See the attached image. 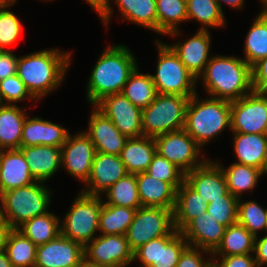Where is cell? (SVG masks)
Wrapping results in <instances>:
<instances>
[{
	"instance_id": "obj_1",
	"label": "cell",
	"mask_w": 267,
	"mask_h": 267,
	"mask_svg": "<svg viewBox=\"0 0 267 267\" xmlns=\"http://www.w3.org/2000/svg\"><path fill=\"white\" fill-rule=\"evenodd\" d=\"M71 56V52L58 47L21 55L18 57L17 75L30 94L41 101L61 87L71 66Z\"/></svg>"
},
{
	"instance_id": "obj_2",
	"label": "cell",
	"mask_w": 267,
	"mask_h": 267,
	"mask_svg": "<svg viewBox=\"0 0 267 267\" xmlns=\"http://www.w3.org/2000/svg\"><path fill=\"white\" fill-rule=\"evenodd\" d=\"M137 64L136 57L126 45H107L87 78L86 98L89 104L95 105L110 94H121Z\"/></svg>"
},
{
	"instance_id": "obj_3",
	"label": "cell",
	"mask_w": 267,
	"mask_h": 267,
	"mask_svg": "<svg viewBox=\"0 0 267 267\" xmlns=\"http://www.w3.org/2000/svg\"><path fill=\"white\" fill-rule=\"evenodd\" d=\"M212 98L238 100L253 91L251 66L241 57L213 55L197 78Z\"/></svg>"
},
{
	"instance_id": "obj_4",
	"label": "cell",
	"mask_w": 267,
	"mask_h": 267,
	"mask_svg": "<svg viewBox=\"0 0 267 267\" xmlns=\"http://www.w3.org/2000/svg\"><path fill=\"white\" fill-rule=\"evenodd\" d=\"M230 118V101L212 97L201 99L196 93L187 104L184 130L202 148L225 129H231Z\"/></svg>"
},
{
	"instance_id": "obj_5",
	"label": "cell",
	"mask_w": 267,
	"mask_h": 267,
	"mask_svg": "<svg viewBox=\"0 0 267 267\" xmlns=\"http://www.w3.org/2000/svg\"><path fill=\"white\" fill-rule=\"evenodd\" d=\"M52 193L43 182L13 188L0 195V211L13 229H18L31 218L49 212Z\"/></svg>"
},
{
	"instance_id": "obj_6",
	"label": "cell",
	"mask_w": 267,
	"mask_h": 267,
	"mask_svg": "<svg viewBox=\"0 0 267 267\" xmlns=\"http://www.w3.org/2000/svg\"><path fill=\"white\" fill-rule=\"evenodd\" d=\"M158 58L155 74H151L157 94L192 97L197 93V78L185 67L174 51L162 40L155 39Z\"/></svg>"
},
{
	"instance_id": "obj_7",
	"label": "cell",
	"mask_w": 267,
	"mask_h": 267,
	"mask_svg": "<svg viewBox=\"0 0 267 267\" xmlns=\"http://www.w3.org/2000/svg\"><path fill=\"white\" fill-rule=\"evenodd\" d=\"M103 205V196H88L80 191L69 211L60 219L61 234L85 247L98 236Z\"/></svg>"
},
{
	"instance_id": "obj_8",
	"label": "cell",
	"mask_w": 267,
	"mask_h": 267,
	"mask_svg": "<svg viewBox=\"0 0 267 267\" xmlns=\"http://www.w3.org/2000/svg\"><path fill=\"white\" fill-rule=\"evenodd\" d=\"M189 99L176 94H157L154 101L142 110L143 136L155 138L184 129Z\"/></svg>"
},
{
	"instance_id": "obj_9",
	"label": "cell",
	"mask_w": 267,
	"mask_h": 267,
	"mask_svg": "<svg viewBox=\"0 0 267 267\" xmlns=\"http://www.w3.org/2000/svg\"><path fill=\"white\" fill-rule=\"evenodd\" d=\"M173 211L159 207H139L126 237L134 251L149 241L168 235L174 229Z\"/></svg>"
},
{
	"instance_id": "obj_10",
	"label": "cell",
	"mask_w": 267,
	"mask_h": 267,
	"mask_svg": "<svg viewBox=\"0 0 267 267\" xmlns=\"http://www.w3.org/2000/svg\"><path fill=\"white\" fill-rule=\"evenodd\" d=\"M154 139L157 153L175 164L184 173L201 166L208 159L205 158L204 153L201 154L203 149L184 129L168 132Z\"/></svg>"
},
{
	"instance_id": "obj_11",
	"label": "cell",
	"mask_w": 267,
	"mask_h": 267,
	"mask_svg": "<svg viewBox=\"0 0 267 267\" xmlns=\"http://www.w3.org/2000/svg\"><path fill=\"white\" fill-rule=\"evenodd\" d=\"M133 250L125 235H98L84 247V264L91 267H128Z\"/></svg>"
},
{
	"instance_id": "obj_12",
	"label": "cell",
	"mask_w": 267,
	"mask_h": 267,
	"mask_svg": "<svg viewBox=\"0 0 267 267\" xmlns=\"http://www.w3.org/2000/svg\"><path fill=\"white\" fill-rule=\"evenodd\" d=\"M188 246L182 234L175 228L166 236L141 245L133 251V262L140 267H176L179 257Z\"/></svg>"
},
{
	"instance_id": "obj_13",
	"label": "cell",
	"mask_w": 267,
	"mask_h": 267,
	"mask_svg": "<svg viewBox=\"0 0 267 267\" xmlns=\"http://www.w3.org/2000/svg\"><path fill=\"white\" fill-rule=\"evenodd\" d=\"M231 132L267 134V99L259 92L231 102Z\"/></svg>"
},
{
	"instance_id": "obj_14",
	"label": "cell",
	"mask_w": 267,
	"mask_h": 267,
	"mask_svg": "<svg viewBox=\"0 0 267 267\" xmlns=\"http://www.w3.org/2000/svg\"><path fill=\"white\" fill-rule=\"evenodd\" d=\"M95 154L94 144L83 131L75 135L69 133L61 147V167L85 184L90 177Z\"/></svg>"
},
{
	"instance_id": "obj_15",
	"label": "cell",
	"mask_w": 267,
	"mask_h": 267,
	"mask_svg": "<svg viewBox=\"0 0 267 267\" xmlns=\"http://www.w3.org/2000/svg\"><path fill=\"white\" fill-rule=\"evenodd\" d=\"M94 106L127 138L143 136L142 110L133 105L122 93L107 95Z\"/></svg>"
},
{
	"instance_id": "obj_16",
	"label": "cell",
	"mask_w": 267,
	"mask_h": 267,
	"mask_svg": "<svg viewBox=\"0 0 267 267\" xmlns=\"http://www.w3.org/2000/svg\"><path fill=\"white\" fill-rule=\"evenodd\" d=\"M84 247L60 234L37 246L35 267H82Z\"/></svg>"
},
{
	"instance_id": "obj_17",
	"label": "cell",
	"mask_w": 267,
	"mask_h": 267,
	"mask_svg": "<svg viewBox=\"0 0 267 267\" xmlns=\"http://www.w3.org/2000/svg\"><path fill=\"white\" fill-rule=\"evenodd\" d=\"M126 174L128 173L119 155L96 152L90 177L81 191L88 196H103L110 186Z\"/></svg>"
},
{
	"instance_id": "obj_18",
	"label": "cell",
	"mask_w": 267,
	"mask_h": 267,
	"mask_svg": "<svg viewBox=\"0 0 267 267\" xmlns=\"http://www.w3.org/2000/svg\"><path fill=\"white\" fill-rule=\"evenodd\" d=\"M112 1L117 5L120 14L118 16L123 21H129L157 33L156 0H109L98 13L106 30H108L110 18L113 17Z\"/></svg>"
},
{
	"instance_id": "obj_19",
	"label": "cell",
	"mask_w": 267,
	"mask_h": 267,
	"mask_svg": "<svg viewBox=\"0 0 267 267\" xmlns=\"http://www.w3.org/2000/svg\"><path fill=\"white\" fill-rule=\"evenodd\" d=\"M87 124L83 132L94 144L96 152L120 155L128 138L94 105Z\"/></svg>"
},
{
	"instance_id": "obj_20",
	"label": "cell",
	"mask_w": 267,
	"mask_h": 267,
	"mask_svg": "<svg viewBox=\"0 0 267 267\" xmlns=\"http://www.w3.org/2000/svg\"><path fill=\"white\" fill-rule=\"evenodd\" d=\"M184 181L208 203L229 192L221 166L211 159L185 173Z\"/></svg>"
},
{
	"instance_id": "obj_21",
	"label": "cell",
	"mask_w": 267,
	"mask_h": 267,
	"mask_svg": "<svg viewBox=\"0 0 267 267\" xmlns=\"http://www.w3.org/2000/svg\"><path fill=\"white\" fill-rule=\"evenodd\" d=\"M211 38L210 31L198 30L195 35L186 40L171 45L167 43V45L179 57L185 67L198 78L212 56L210 55Z\"/></svg>"
},
{
	"instance_id": "obj_22",
	"label": "cell",
	"mask_w": 267,
	"mask_h": 267,
	"mask_svg": "<svg viewBox=\"0 0 267 267\" xmlns=\"http://www.w3.org/2000/svg\"><path fill=\"white\" fill-rule=\"evenodd\" d=\"M226 227L219 224L208 212L192 219L180 233L188 246L213 253L220 245Z\"/></svg>"
},
{
	"instance_id": "obj_23",
	"label": "cell",
	"mask_w": 267,
	"mask_h": 267,
	"mask_svg": "<svg viewBox=\"0 0 267 267\" xmlns=\"http://www.w3.org/2000/svg\"><path fill=\"white\" fill-rule=\"evenodd\" d=\"M69 130L40 116L30 117L27 115L21 138V147L47 145L62 147L69 135Z\"/></svg>"
},
{
	"instance_id": "obj_24",
	"label": "cell",
	"mask_w": 267,
	"mask_h": 267,
	"mask_svg": "<svg viewBox=\"0 0 267 267\" xmlns=\"http://www.w3.org/2000/svg\"><path fill=\"white\" fill-rule=\"evenodd\" d=\"M36 182L20 149L0 151V195Z\"/></svg>"
},
{
	"instance_id": "obj_25",
	"label": "cell",
	"mask_w": 267,
	"mask_h": 267,
	"mask_svg": "<svg viewBox=\"0 0 267 267\" xmlns=\"http://www.w3.org/2000/svg\"><path fill=\"white\" fill-rule=\"evenodd\" d=\"M35 181L46 183L61 169V147L35 145L19 148Z\"/></svg>"
},
{
	"instance_id": "obj_26",
	"label": "cell",
	"mask_w": 267,
	"mask_h": 267,
	"mask_svg": "<svg viewBox=\"0 0 267 267\" xmlns=\"http://www.w3.org/2000/svg\"><path fill=\"white\" fill-rule=\"evenodd\" d=\"M138 196L143 207L174 210L176 190L169 184L151 177L146 172L136 174Z\"/></svg>"
},
{
	"instance_id": "obj_27",
	"label": "cell",
	"mask_w": 267,
	"mask_h": 267,
	"mask_svg": "<svg viewBox=\"0 0 267 267\" xmlns=\"http://www.w3.org/2000/svg\"><path fill=\"white\" fill-rule=\"evenodd\" d=\"M156 152L155 139L141 136L128 138L119 156L127 173L137 174L147 171Z\"/></svg>"
},
{
	"instance_id": "obj_28",
	"label": "cell",
	"mask_w": 267,
	"mask_h": 267,
	"mask_svg": "<svg viewBox=\"0 0 267 267\" xmlns=\"http://www.w3.org/2000/svg\"><path fill=\"white\" fill-rule=\"evenodd\" d=\"M233 133V149L238 164L262 169L267 158V135L255 133Z\"/></svg>"
},
{
	"instance_id": "obj_29",
	"label": "cell",
	"mask_w": 267,
	"mask_h": 267,
	"mask_svg": "<svg viewBox=\"0 0 267 267\" xmlns=\"http://www.w3.org/2000/svg\"><path fill=\"white\" fill-rule=\"evenodd\" d=\"M25 112L22 106L0 104V151L21 147Z\"/></svg>"
},
{
	"instance_id": "obj_30",
	"label": "cell",
	"mask_w": 267,
	"mask_h": 267,
	"mask_svg": "<svg viewBox=\"0 0 267 267\" xmlns=\"http://www.w3.org/2000/svg\"><path fill=\"white\" fill-rule=\"evenodd\" d=\"M208 201L193 190L185 181L176 190V204L173 211L174 228L180 232L192 219L207 212Z\"/></svg>"
},
{
	"instance_id": "obj_31",
	"label": "cell",
	"mask_w": 267,
	"mask_h": 267,
	"mask_svg": "<svg viewBox=\"0 0 267 267\" xmlns=\"http://www.w3.org/2000/svg\"><path fill=\"white\" fill-rule=\"evenodd\" d=\"M157 33L160 35H182L180 24L188 21L187 0H156ZM181 33V35H180Z\"/></svg>"
},
{
	"instance_id": "obj_32",
	"label": "cell",
	"mask_w": 267,
	"mask_h": 267,
	"mask_svg": "<svg viewBox=\"0 0 267 267\" xmlns=\"http://www.w3.org/2000/svg\"><path fill=\"white\" fill-rule=\"evenodd\" d=\"M223 171L228 191L236 198L240 199L241 195L246 192L253 194V190L260 180L261 170L247 165L231 163L225 167L217 162Z\"/></svg>"
},
{
	"instance_id": "obj_33",
	"label": "cell",
	"mask_w": 267,
	"mask_h": 267,
	"mask_svg": "<svg viewBox=\"0 0 267 267\" xmlns=\"http://www.w3.org/2000/svg\"><path fill=\"white\" fill-rule=\"evenodd\" d=\"M122 94L139 109L147 108L157 95L151 74L141 73L138 65L130 74Z\"/></svg>"
},
{
	"instance_id": "obj_34",
	"label": "cell",
	"mask_w": 267,
	"mask_h": 267,
	"mask_svg": "<svg viewBox=\"0 0 267 267\" xmlns=\"http://www.w3.org/2000/svg\"><path fill=\"white\" fill-rule=\"evenodd\" d=\"M60 219L56 214L49 211L26 221L18 230L36 246H39L61 234Z\"/></svg>"
},
{
	"instance_id": "obj_35",
	"label": "cell",
	"mask_w": 267,
	"mask_h": 267,
	"mask_svg": "<svg viewBox=\"0 0 267 267\" xmlns=\"http://www.w3.org/2000/svg\"><path fill=\"white\" fill-rule=\"evenodd\" d=\"M255 237L241 224L226 228L220 245L212 256H229L254 253Z\"/></svg>"
},
{
	"instance_id": "obj_36",
	"label": "cell",
	"mask_w": 267,
	"mask_h": 267,
	"mask_svg": "<svg viewBox=\"0 0 267 267\" xmlns=\"http://www.w3.org/2000/svg\"><path fill=\"white\" fill-rule=\"evenodd\" d=\"M135 212L136 209L104 203L99 215V234L126 236Z\"/></svg>"
},
{
	"instance_id": "obj_37",
	"label": "cell",
	"mask_w": 267,
	"mask_h": 267,
	"mask_svg": "<svg viewBox=\"0 0 267 267\" xmlns=\"http://www.w3.org/2000/svg\"><path fill=\"white\" fill-rule=\"evenodd\" d=\"M224 13L216 0H187L188 21L201 23L199 30L225 27L227 20Z\"/></svg>"
},
{
	"instance_id": "obj_38",
	"label": "cell",
	"mask_w": 267,
	"mask_h": 267,
	"mask_svg": "<svg viewBox=\"0 0 267 267\" xmlns=\"http://www.w3.org/2000/svg\"><path fill=\"white\" fill-rule=\"evenodd\" d=\"M245 37L243 59L252 67L267 57V18L258 14Z\"/></svg>"
},
{
	"instance_id": "obj_39",
	"label": "cell",
	"mask_w": 267,
	"mask_h": 267,
	"mask_svg": "<svg viewBox=\"0 0 267 267\" xmlns=\"http://www.w3.org/2000/svg\"><path fill=\"white\" fill-rule=\"evenodd\" d=\"M104 195V198H106L104 203L106 204L128 207L136 210L142 207L138 196L136 174H126L115 184L110 186Z\"/></svg>"
},
{
	"instance_id": "obj_40",
	"label": "cell",
	"mask_w": 267,
	"mask_h": 267,
	"mask_svg": "<svg viewBox=\"0 0 267 267\" xmlns=\"http://www.w3.org/2000/svg\"><path fill=\"white\" fill-rule=\"evenodd\" d=\"M37 246L18 229L8 237L5 251L13 267H35Z\"/></svg>"
},
{
	"instance_id": "obj_41",
	"label": "cell",
	"mask_w": 267,
	"mask_h": 267,
	"mask_svg": "<svg viewBox=\"0 0 267 267\" xmlns=\"http://www.w3.org/2000/svg\"><path fill=\"white\" fill-rule=\"evenodd\" d=\"M237 222L243 225L254 237L259 236L260 231H265L267 223V208H263L255 200H238Z\"/></svg>"
},
{
	"instance_id": "obj_42",
	"label": "cell",
	"mask_w": 267,
	"mask_h": 267,
	"mask_svg": "<svg viewBox=\"0 0 267 267\" xmlns=\"http://www.w3.org/2000/svg\"><path fill=\"white\" fill-rule=\"evenodd\" d=\"M146 173L155 179L169 183L175 190H177L185 180V173L157 152Z\"/></svg>"
},
{
	"instance_id": "obj_43",
	"label": "cell",
	"mask_w": 267,
	"mask_h": 267,
	"mask_svg": "<svg viewBox=\"0 0 267 267\" xmlns=\"http://www.w3.org/2000/svg\"><path fill=\"white\" fill-rule=\"evenodd\" d=\"M238 200L228 192L225 196H221V199L209 202L206 209L216 222L227 228L237 223Z\"/></svg>"
},
{
	"instance_id": "obj_44",
	"label": "cell",
	"mask_w": 267,
	"mask_h": 267,
	"mask_svg": "<svg viewBox=\"0 0 267 267\" xmlns=\"http://www.w3.org/2000/svg\"><path fill=\"white\" fill-rule=\"evenodd\" d=\"M11 6L0 9V50L5 51L18 41L23 31L19 17L10 11Z\"/></svg>"
},
{
	"instance_id": "obj_45",
	"label": "cell",
	"mask_w": 267,
	"mask_h": 267,
	"mask_svg": "<svg viewBox=\"0 0 267 267\" xmlns=\"http://www.w3.org/2000/svg\"><path fill=\"white\" fill-rule=\"evenodd\" d=\"M26 99L37 102L17 74L0 80V104L16 105Z\"/></svg>"
},
{
	"instance_id": "obj_46",
	"label": "cell",
	"mask_w": 267,
	"mask_h": 267,
	"mask_svg": "<svg viewBox=\"0 0 267 267\" xmlns=\"http://www.w3.org/2000/svg\"><path fill=\"white\" fill-rule=\"evenodd\" d=\"M205 256H209L208 259ZM211 261L212 253L209 251L198 247L187 246L180 255L176 267H207Z\"/></svg>"
},
{
	"instance_id": "obj_47",
	"label": "cell",
	"mask_w": 267,
	"mask_h": 267,
	"mask_svg": "<svg viewBox=\"0 0 267 267\" xmlns=\"http://www.w3.org/2000/svg\"><path fill=\"white\" fill-rule=\"evenodd\" d=\"M212 260L215 261L219 267H257L254 253L212 256Z\"/></svg>"
},
{
	"instance_id": "obj_48",
	"label": "cell",
	"mask_w": 267,
	"mask_h": 267,
	"mask_svg": "<svg viewBox=\"0 0 267 267\" xmlns=\"http://www.w3.org/2000/svg\"><path fill=\"white\" fill-rule=\"evenodd\" d=\"M18 57L10 50H0V80L17 74Z\"/></svg>"
},
{
	"instance_id": "obj_49",
	"label": "cell",
	"mask_w": 267,
	"mask_h": 267,
	"mask_svg": "<svg viewBox=\"0 0 267 267\" xmlns=\"http://www.w3.org/2000/svg\"><path fill=\"white\" fill-rule=\"evenodd\" d=\"M253 91H259L267 83V57L251 67Z\"/></svg>"
},
{
	"instance_id": "obj_50",
	"label": "cell",
	"mask_w": 267,
	"mask_h": 267,
	"mask_svg": "<svg viewBox=\"0 0 267 267\" xmlns=\"http://www.w3.org/2000/svg\"><path fill=\"white\" fill-rule=\"evenodd\" d=\"M254 253L257 267L267 266V234L260 238L259 236L255 237Z\"/></svg>"
},
{
	"instance_id": "obj_51",
	"label": "cell",
	"mask_w": 267,
	"mask_h": 267,
	"mask_svg": "<svg viewBox=\"0 0 267 267\" xmlns=\"http://www.w3.org/2000/svg\"><path fill=\"white\" fill-rule=\"evenodd\" d=\"M13 230L11 225L0 217V250H5L10 232Z\"/></svg>"
},
{
	"instance_id": "obj_52",
	"label": "cell",
	"mask_w": 267,
	"mask_h": 267,
	"mask_svg": "<svg viewBox=\"0 0 267 267\" xmlns=\"http://www.w3.org/2000/svg\"><path fill=\"white\" fill-rule=\"evenodd\" d=\"M218 5L220 6V9L223 10L222 3L226 4L227 6H230L231 8H236L238 10H241L244 8L245 0H216Z\"/></svg>"
},
{
	"instance_id": "obj_53",
	"label": "cell",
	"mask_w": 267,
	"mask_h": 267,
	"mask_svg": "<svg viewBox=\"0 0 267 267\" xmlns=\"http://www.w3.org/2000/svg\"><path fill=\"white\" fill-rule=\"evenodd\" d=\"M91 8L98 14L107 4L109 0H85Z\"/></svg>"
},
{
	"instance_id": "obj_54",
	"label": "cell",
	"mask_w": 267,
	"mask_h": 267,
	"mask_svg": "<svg viewBox=\"0 0 267 267\" xmlns=\"http://www.w3.org/2000/svg\"><path fill=\"white\" fill-rule=\"evenodd\" d=\"M0 267H13L5 250H0Z\"/></svg>"
},
{
	"instance_id": "obj_55",
	"label": "cell",
	"mask_w": 267,
	"mask_h": 267,
	"mask_svg": "<svg viewBox=\"0 0 267 267\" xmlns=\"http://www.w3.org/2000/svg\"><path fill=\"white\" fill-rule=\"evenodd\" d=\"M262 6V10L259 12V15L262 17H266L267 18V0H259Z\"/></svg>"
},
{
	"instance_id": "obj_56",
	"label": "cell",
	"mask_w": 267,
	"mask_h": 267,
	"mask_svg": "<svg viewBox=\"0 0 267 267\" xmlns=\"http://www.w3.org/2000/svg\"><path fill=\"white\" fill-rule=\"evenodd\" d=\"M16 4L14 0H0V9Z\"/></svg>"
},
{
	"instance_id": "obj_57",
	"label": "cell",
	"mask_w": 267,
	"mask_h": 267,
	"mask_svg": "<svg viewBox=\"0 0 267 267\" xmlns=\"http://www.w3.org/2000/svg\"><path fill=\"white\" fill-rule=\"evenodd\" d=\"M258 92L267 99V83Z\"/></svg>"
},
{
	"instance_id": "obj_58",
	"label": "cell",
	"mask_w": 267,
	"mask_h": 267,
	"mask_svg": "<svg viewBox=\"0 0 267 267\" xmlns=\"http://www.w3.org/2000/svg\"><path fill=\"white\" fill-rule=\"evenodd\" d=\"M265 174H267V158L265 159V162L263 164V167L261 169V176H265Z\"/></svg>"
},
{
	"instance_id": "obj_59",
	"label": "cell",
	"mask_w": 267,
	"mask_h": 267,
	"mask_svg": "<svg viewBox=\"0 0 267 267\" xmlns=\"http://www.w3.org/2000/svg\"><path fill=\"white\" fill-rule=\"evenodd\" d=\"M207 267H219L218 265H217V263L215 262V261H211L208 265H207Z\"/></svg>"
},
{
	"instance_id": "obj_60",
	"label": "cell",
	"mask_w": 267,
	"mask_h": 267,
	"mask_svg": "<svg viewBox=\"0 0 267 267\" xmlns=\"http://www.w3.org/2000/svg\"><path fill=\"white\" fill-rule=\"evenodd\" d=\"M14 1H15V3L18 2L17 0H14ZM41 1H42V0H41ZM44 1L46 2V1H53V0H44Z\"/></svg>"
},
{
	"instance_id": "obj_61",
	"label": "cell",
	"mask_w": 267,
	"mask_h": 267,
	"mask_svg": "<svg viewBox=\"0 0 267 267\" xmlns=\"http://www.w3.org/2000/svg\"><path fill=\"white\" fill-rule=\"evenodd\" d=\"M265 234H267V223H266V227H265Z\"/></svg>"
}]
</instances>
